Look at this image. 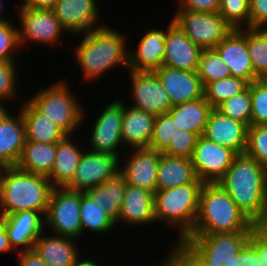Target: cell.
Masks as SVG:
<instances>
[{"label": "cell", "instance_id": "8992f818", "mask_svg": "<svg viewBox=\"0 0 267 266\" xmlns=\"http://www.w3.org/2000/svg\"><path fill=\"white\" fill-rule=\"evenodd\" d=\"M251 231L188 235L176 247L194 266H236V255Z\"/></svg>", "mask_w": 267, "mask_h": 266}, {"label": "cell", "instance_id": "8d00e7d4", "mask_svg": "<svg viewBox=\"0 0 267 266\" xmlns=\"http://www.w3.org/2000/svg\"><path fill=\"white\" fill-rule=\"evenodd\" d=\"M179 130L176 122L169 113L156 116L153 134L148 148L163 153L169 147L171 140L175 138Z\"/></svg>", "mask_w": 267, "mask_h": 266}, {"label": "cell", "instance_id": "30bf717a", "mask_svg": "<svg viewBox=\"0 0 267 266\" xmlns=\"http://www.w3.org/2000/svg\"><path fill=\"white\" fill-rule=\"evenodd\" d=\"M45 219V231L55 235L80 239V192L67 188H53ZM52 229V230H51Z\"/></svg>", "mask_w": 267, "mask_h": 266}, {"label": "cell", "instance_id": "f35d334b", "mask_svg": "<svg viewBox=\"0 0 267 266\" xmlns=\"http://www.w3.org/2000/svg\"><path fill=\"white\" fill-rule=\"evenodd\" d=\"M249 5L250 0H220L218 13L232 28L246 29L249 28Z\"/></svg>", "mask_w": 267, "mask_h": 266}, {"label": "cell", "instance_id": "6da1fadb", "mask_svg": "<svg viewBox=\"0 0 267 266\" xmlns=\"http://www.w3.org/2000/svg\"><path fill=\"white\" fill-rule=\"evenodd\" d=\"M218 184L254 225L267 224V169L238 154Z\"/></svg>", "mask_w": 267, "mask_h": 266}, {"label": "cell", "instance_id": "d6986e66", "mask_svg": "<svg viewBox=\"0 0 267 266\" xmlns=\"http://www.w3.org/2000/svg\"><path fill=\"white\" fill-rule=\"evenodd\" d=\"M172 106L204 97V86L196 71L161 66L154 71Z\"/></svg>", "mask_w": 267, "mask_h": 266}, {"label": "cell", "instance_id": "7a4b0ae2", "mask_svg": "<svg viewBox=\"0 0 267 266\" xmlns=\"http://www.w3.org/2000/svg\"><path fill=\"white\" fill-rule=\"evenodd\" d=\"M107 24L82 34V40L75 46V61L83 72L86 82L100 79L113 68L128 71L129 50L126 49L127 37Z\"/></svg>", "mask_w": 267, "mask_h": 266}, {"label": "cell", "instance_id": "83f0119b", "mask_svg": "<svg viewBox=\"0 0 267 266\" xmlns=\"http://www.w3.org/2000/svg\"><path fill=\"white\" fill-rule=\"evenodd\" d=\"M190 183H203L196 176L192 160L188 158L160 156L157 170V190L171 189Z\"/></svg>", "mask_w": 267, "mask_h": 266}, {"label": "cell", "instance_id": "277c9868", "mask_svg": "<svg viewBox=\"0 0 267 266\" xmlns=\"http://www.w3.org/2000/svg\"><path fill=\"white\" fill-rule=\"evenodd\" d=\"M53 188L46 176L16 166L4 167L0 175V214L35 210L45 216Z\"/></svg>", "mask_w": 267, "mask_h": 266}, {"label": "cell", "instance_id": "c3c4849f", "mask_svg": "<svg viewBox=\"0 0 267 266\" xmlns=\"http://www.w3.org/2000/svg\"><path fill=\"white\" fill-rule=\"evenodd\" d=\"M236 266H255L254 227L249 240L236 255Z\"/></svg>", "mask_w": 267, "mask_h": 266}, {"label": "cell", "instance_id": "4316f807", "mask_svg": "<svg viewBox=\"0 0 267 266\" xmlns=\"http://www.w3.org/2000/svg\"><path fill=\"white\" fill-rule=\"evenodd\" d=\"M70 137L73 136L66 135L56 143L55 162L47 177L54 188H65L72 181L85 150L81 148L82 145L79 146Z\"/></svg>", "mask_w": 267, "mask_h": 266}, {"label": "cell", "instance_id": "ee69618b", "mask_svg": "<svg viewBox=\"0 0 267 266\" xmlns=\"http://www.w3.org/2000/svg\"><path fill=\"white\" fill-rule=\"evenodd\" d=\"M199 135L186 130H179L178 134L171 140L169 147L163 152L170 157H180L191 159Z\"/></svg>", "mask_w": 267, "mask_h": 266}, {"label": "cell", "instance_id": "3957f363", "mask_svg": "<svg viewBox=\"0 0 267 266\" xmlns=\"http://www.w3.org/2000/svg\"><path fill=\"white\" fill-rule=\"evenodd\" d=\"M254 226L218 183L202 185L195 225L189 235L252 231Z\"/></svg>", "mask_w": 267, "mask_h": 266}, {"label": "cell", "instance_id": "8fae6325", "mask_svg": "<svg viewBox=\"0 0 267 266\" xmlns=\"http://www.w3.org/2000/svg\"><path fill=\"white\" fill-rule=\"evenodd\" d=\"M118 99V100H116ZM115 101H109V104L100 111L98 117L93 119L91 137L89 136L88 148L93 152L108 153L117 156L119 159L124 158L120 155V149L123 146L121 137V127L124 114V102L119 98ZM118 148H120L118 150ZM121 152V153H119ZM121 156V157H120Z\"/></svg>", "mask_w": 267, "mask_h": 266}, {"label": "cell", "instance_id": "b9f144b4", "mask_svg": "<svg viewBox=\"0 0 267 266\" xmlns=\"http://www.w3.org/2000/svg\"><path fill=\"white\" fill-rule=\"evenodd\" d=\"M13 20L0 23V61L14 62L21 51L18 41V26Z\"/></svg>", "mask_w": 267, "mask_h": 266}, {"label": "cell", "instance_id": "6f0895ef", "mask_svg": "<svg viewBox=\"0 0 267 266\" xmlns=\"http://www.w3.org/2000/svg\"><path fill=\"white\" fill-rule=\"evenodd\" d=\"M4 167L0 164V175H1V171Z\"/></svg>", "mask_w": 267, "mask_h": 266}, {"label": "cell", "instance_id": "7c38bea8", "mask_svg": "<svg viewBox=\"0 0 267 266\" xmlns=\"http://www.w3.org/2000/svg\"><path fill=\"white\" fill-rule=\"evenodd\" d=\"M237 155L232 149L214 143L201 135L191 160L197 178L204 184H214L223 178Z\"/></svg>", "mask_w": 267, "mask_h": 266}, {"label": "cell", "instance_id": "f907efd6", "mask_svg": "<svg viewBox=\"0 0 267 266\" xmlns=\"http://www.w3.org/2000/svg\"><path fill=\"white\" fill-rule=\"evenodd\" d=\"M17 255L19 266H48L34 249L18 252Z\"/></svg>", "mask_w": 267, "mask_h": 266}, {"label": "cell", "instance_id": "11a10c76", "mask_svg": "<svg viewBox=\"0 0 267 266\" xmlns=\"http://www.w3.org/2000/svg\"><path fill=\"white\" fill-rule=\"evenodd\" d=\"M5 103L6 102L0 101V123L10 114V111L7 110Z\"/></svg>", "mask_w": 267, "mask_h": 266}, {"label": "cell", "instance_id": "4dcf8cb0", "mask_svg": "<svg viewBox=\"0 0 267 266\" xmlns=\"http://www.w3.org/2000/svg\"><path fill=\"white\" fill-rule=\"evenodd\" d=\"M212 107L204 97L174 105L168 113L180 130L203 135Z\"/></svg>", "mask_w": 267, "mask_h": 266}, {"label": "cell", "instance_id": "ac0fdd59", "mask_svg": "<svg viewBox=\"0 0 267 266\" xmlns=\"http://www.w3.org/2000/svg\"><path fill=\"white\" fill-rule=\"evenodd\" d=\"M202 48L170 20L165 37L163 65L185 71H196Z\"/></svg>", "mask_w": 267, "mask_h": 266}, {"label": "cell", "instance_id": "7402d4cb", "mask_svg": "<svg viewBox=\"0 0 267 266\" xmlns=\"http://www.w3.org/2000/svg\"><path fill=\"white\" fill-rule=\"evenodd\" d=\"M149 29L140 38L136 50L129 49L128 70L155 71L163 66L166 26ZM131 50V51H130Z\"/></svg>", "mask_w": 267, "mask_h": 266}, {"label": "cell", "instance_id": "44dd1931", "mask_svg": "<svg viewBox=\"0 0 267 266\" xmlns=\"http://www.w3.org/2000/svg\"><path fill=\"white\" fill-rule=\"evenodd\" d=\"M247 130L248 127L244 123L233 120L213 108L202 136L232 149L237 154H244L247 146Z\"/></svg>", "mask_w": 267, "mask_h": 266}, {"label": "cell", "instance_id": "681fc988", "mask_svg": "<svg viewBox=\"0 0 267 266\" xmlns=\"http://www.w3.org/2000/svg\"><path fill=\"white\" fill-rule=\"evenodd\" d=\"M153 266V265H152ZM155 266H194L185 255L177 248L170 247L169 253L165 258L161 260L160 263Z\"/></svg>", "mask_w": 267, "mask_h": 266}, {"label": "cell", "instance_id": "7dc6e473", "mask_svg": "<svg viewBox=\"0 0 267 266\" xmlns=\"http://www.w3.org/2000/svg\"><path fill=\"white\" fill-rule=\"evenodd\" d=\"M177 9H187L190 11L218 12L220 0H177Z\"/></svg>", "mask_w": 267, "mask_h": 266}, {"label": "cell", "instance_id": "e0dca14e", "mask_svg": "<svg viewBox=\"0 0 267 266\" xmlns=\"http://www.w3.org/2000/svg\"><path fill=\"white\" fill-rule=\"evenodd\" d=\"M5 230L15 252L32 250L36 239L45 231L44 215L35 210L4 216Z\"/></svg>", "mask_w": 267, "mask_h": 266}, {"label": "cell", "instance_id": "60d3db41", "mask_svg": "<svg viewBox=\"0 0 267 266\" xmlns=\"http://www.w3.org/2000/svg\"><path fill=\"white\" fill-rule=\"evenodd\" d=\"M245 154L267 169V124L248 127Z\"/></svg>", "mask_w": 267, "mask_h": 266}, {"label": "cell", "instance_id": "603a6c76", "mask_svg": "<svg viewBox=\"0 0 267 266\" xmlns=\"http://www.w3.org/2000/svg\"><path fill=\"white\" fill-rule=\"evenodd\" d=\"M154 193L126 184L124 200L120 209L118 222L125 226H145L156 223L154 216Z\"/></svg>", "mask_w": 267, "mask_h": 266}, {"label": "cell", "instance_id": "9a60e30c", "mask_svg": "<svg viewBox=\"0 0 267 266\" xmlns=\"http://www.w3.org/2000/svg\"><path fill=\"white\" fill-rule=\"evenodd\" d=\"M97 0H58L52 9L66 33L73 37L98 27L100 6ZM100 21V22H99ZM98 25V26H97Z\"/></svg>", "mask_w": 267, "mask_h": 266}, {"label": "cell", "instance_id": "f6af8a7d", "mask_svg": "<svg viewBox=\"0 0 267 266\" xmlns=\"http://www.w3.org/2000/svg\"><path fill=\"white\" fill-rule=\"evenodd\" d=\"M255 266H267V224L254 226Z\"/></svg>", "mask_w": 267, "mask_h": 266}, {"label": "cell", "instance_id": "836d02e7", "mask_svg": "<svg viewBox=\"0 0 267 266\" xmlns=\"http://www.w3.org/2000/svg\"><path fill=\"white\" fill-rule=\"evenodd\" d=\"M246 45L255 75L267 79V28H246Z\"/></svg>", "mask_w": 267, "mask_h": 266}, {"label": "cell", "instance_id": "ba28073f", "mask_svg": "<svg viewBox=\"0 0 267 266\" xmlns=\"http://www.w3.org/2000/svg\"><path fill=\"white\" fill-rule=\"evenodd\" d=\"M172 20L203 50L214 49L234 30L218 12L176 9Z\"/></svg>", "mask_w": 267, "mask_h": 266}, {"label": "cell", "instance_id": "d4e9b609", "mask_svg": "<svg viewBox=\"0 0 267 266\" xmlns=\"http://www.w3.org/2000/svg\"><path fill=\"white\" fill-rule=\"evenodd\" d=\"M126 105L124 103L121 127L122 143L124 148L127 147L124 151L126 149L130 151L131 149L148 148L156 116Z\"/></svg>", "mask_w": 267, "mask_h": 266}, {"label": "cell", "instance_id": "f546056e", "mask_svg": "<svg viewBox=\"0 0 267 266\" xmlns=\"http://www.w3.org/2000/svg\"><path fill=\"white\" fill-rule=\"evenodd\" d=\"M124 174L119 170L101 185L85 192L95 204L104 208L105 213L115 222H118L120 209L126 191Z\"/></svg>", "mask_w": 267, "mask_h": 266}, {"label": "cell", "instance_id": "cb8c5ba5", "mask_svg": "<svg viewBox=\"0 0 267 266\" xmlns=\"http://www.w3.org/2000/svg\"><path fill=\"white\" fill-rule=\"evenodd\" d=\"M77 239L46 235L45 231L34 242L33 249L48 266H74L80 256Z\"/></svg>", "mask_w": 267, "mask_h": 266}, {"label": "cell", "instance_id": "d590c367", "mask_svg": "<svg viewBox=\"0 0 267 266\" xmlns=\"http://www.w3.org/2000/svg\"><path fill=\"white\" fill-rule=\"evenodd\" d=\"M203 86L207 83L231 77L228 65L215 49L202 50L196 70Z\"/></svg>", "mask_w": 267, "mask_h": 266}, {"label": "cell", "instance_id": "9c48e42d", "mask_svg": "<svg viewBox=\"0 0 267 266\" xmlns=\"http://www.w3.org/2000/svg\"><path fill=\"white\" fill-rule=\"evenodd\" d=\"M19 4L16 15L19 16L18 23L20 22L18 41L21 48L30 42L36 45L46 44L51 47L63 44L62 35L65 30L53 10L35 9Z\"/></svg>", "mask_w": 267, "mask_h": 266}, {"label": "cell", "instance_id": "816d5d0a", "mask_svg": "<svg viewBox=\"0 0 267 266\" xmlns=\"http://www.w3.org/2000/svg\"><path fill=\"white\" fill-rule=\"evenodd\" d=\"M21 5L25 7H32L35 9L52 10L58 0H20Z\"/></svg>", "mask_w": 267, "mask_h": 266}, {"label": "cell", "instance_id": "5b68a950", "mask_svg": "<svg viewBox=\"0 0 267 266\" xmlns=\"http://www.w3.org/2000/svg\"><path fill=\"white\" fill-rule=\"evenodd\" d=\"M204 183H190L154 193V216L159 224L178 230L172 248L193 230L198 213L199 194ZM162 221V222H161ZM174 226V227H173Z\"/></svg>", "mask_w": 267, "mask_h": 266}, {"label": "cell", "instance_id": "f5cc1de1", "mask_svg": "<svg viewBox=\"0 0 267 266\" xmlns=\"http://www.w3.org/2000/svg\"><path fill=\"white\" fill-rule=\"evenodd\" d=\"M14 251L9 243V239L5 230V219L2 214H0V253H6Z\"/></svg>", "mask_w": 267, "mask_h": 266}, {"label": "cell", "instance_id": "e575fe53", "mask_svg": "<svg viewBox=\"0 0 267 266\" xmlns=\"http://www.w3.org/2000/svg\"><path fill=\"white\" fill-rule=\"evenodd\" d=\"M248 85L247 81L232 76L216 80L204 86V98L212 108H216L223 101L244 92Z\"/></svg>", "mask_w": 267, "mask_h": 266}, {"label": "cell", "instance_id": "f1b7e54d", "mask_svg": "<svg viewBox=\"0 0 267 266\" xmlns=\"http://www.w3.org/2000/svg\"><path fill=\"white\" fill-rule=\"evenodd\" d=\"M26 101L20 109L18 108L25 124L26 141L57 143L66 136L53 121Z\"/></svg>", "mask_w": 267, "mask_h": 266}, {"label": "cell", "instance_id": "ab89813d", "mask_svg": "<svg viewBox=\"0 0 267 266\" xmlns=\"http://www.w3.org/2000/svg\"><path fill=\"white\" fill-rule=\"evenodd\" d=\"M251 95L250 125L267 124V79H258L248 85Z\"/></svg>", "mask_w": 267, "mask_h": 266}, {"label": "cell", "instance_id": "74e56055", "mask_svg": "<svg viewBox=\"0 0 267 266\" xmlns=\"http://www.w3.org/2000/svg\"><path fill=\"white\" fill-rule=\"evenodd\" d=\"M216 109L227 117L242 122L249 127L252 112L249 88L241 94L235 95L223 101L216 107Z\"/></svg>", "mask_w": 267, "mask_h": 266}, {"label": "cell", "instance_id": "db71d44e", "mask_svg": "<svg viewBox=\"0 0 267 266\" xmlns=\"http://www.w3.org/2000/svg\"><path fill=\"white\" fill-rule=\"evenodd\" d=\"M86 259H81L79 257L74 266H100V262H96L95 260L89 259L88 257Z\"/></svg>", "mask_w": 267, "mask_h": 266}, {"label": "cell", "instance_id": "52a82bcc", "mask_svg": "<svg viewBox=\"0 0 267 266\" xmlns=\"http://www.w3.org/2000/svg\"><path fill=\"white\" fill-rule=\"evenodd\" d=\"M65 80L38 89L28 101L66 135L73 136L75 131L80 130L78 127L83 126L86 112Z\"/></svg>", "mask_w": 267, "mask_h": 266}, {"label": "cell", "instance_id": "4fadbf2b", "mask_svg": "<svg viewBox=\"0 0 267 266\" xmlns=\"http://www.w3.org/2000/svg\"><path fill=\"white\" fill-rule=\"evenodd\" d=\"M119 168L120 159L117 156L93 152L86 148L72 181L65 188L85 193L89 189L101 185L118 172Z\"/></svg>", "mask_w": 267, "mask_h": 266}, {"label": "cell", "instance_id": "7bdbcfd3", "mask_svg": "<svg viewBox=\"0 0 267 266\" xmlns=\"http://www.w3.org/2000/svg\"><path fill=\"white\" fill-rule=\"evenodd\" d=\"M0 61V101H13L18 98V69L17 63ZM17 92V93H16Z\"/></svg>", "mask_w": 267, "mask_h": 266}, {"label": "cell", "instance_id": "484cf974", "mask_svg": "<svg viewBox=\"0 0 267 266\" xmlns=\"http://www.w3.org/2000/svg\"><path fill=\"white\" fill-rule=\"evenodd\" d=\"M26 142L25 124L21 113H10L0 123V164L16 166Z\"/></svg>", "mask_w": 267, "mask_h": 266}, {"label": "cell", "instance_id": "5bb4252c", "mask_svg": "<svg viewBox=\"0 0 267 266\" xmlns=\"http://www.w3.org/2000/svg\"><path fill=\"white\" fill-rule=\"evenodd\" d=\"M131 95L134 108L158 116L168 113L172 104L154 71H130Z\"/></svg>", "mask_w": 267, "mask_h": 266}, {"label": "cell", "instance_id": "2e32d148", "mask_svg": "<svg viewBox=\"0 0 267 266\" xmlns=\"http://www.w3.org/2000/svg\"><path fill=\"white\" fill-rule=\"evenodd\" d=\"M129 158H120L119 170L124 174L126 183L146 189L152 193L157 191L158 162L162 152L150 148L131 149ZM125 160V165L121 164Z\"/></svg>", "mask_w": 267, "mask_h": 266}, {"label": "cell", "instance_id": "ffe728a7", "mask_svg": "<svg viewBox=\"0 0 267 266\" xmlns=\"http://www.w3.org/2000/svg\"><path fill=\"white\" fill-rule=\"evenodd\" d=\"M214 49L228 65L232 77L241 78L249 84L259 79L249 57L245 28L234 29Z\"/></svg>", "mask_w": 267, "mask_h": 266}, {"label": "cell", "instance_id": "9f6ffc18", "mask_svg": "<svg viewBox=\"0 0 267 266\" xmlns=\"http://www.w3.org/2000/svg\"><path fill=\"white\" fill-rule=\"evenodd\" d=\"M4 2L5 1L0 0V23H4V22L9 21V18L7 19V17L4 16L5 14L2 13L3 11H5L4 10L5 7L3 6Z\"/></svg>", "mask_w": 267, "mask_h": 266}, {"label": "cell", "instance_id": "1f68e13d", "mask_svg": "<svg viewBox=\"0 0 267 266\" xmlns=\"http://www.w3.org/2000/svg\"><path fill=\"white\" fill-rule=\"evenodd\" d=\"M56 157V143L26 141L16 167L48 177Z\"/></svg>", "mask_w": 267, "mask_h": 266}, {"label": "cell", "instance_id": "d6a6232c", "mask_svg": "<svg viewBox=\"0 0 267 266\" xmlns=\"http://www.w3.org/2000/svg\"><path fill=\"white\" fill-rule=\"evenodd\" d=\"M80 219L82 234L85 231L90 233L108 234L114 230L116 223L105 213L104 208L83 192H80ZM85 230V231H84Z\"/></svg>", "mask_w": 267, "mask_h": 266}, {"label": "cell", "instance_id": "bcb514c9", "mask_svg": "<svg viewBox=\"0 0 267 266\" xmlns=\"http://www.w3.org/2000/svg\"><path fill=\"white\" fill-rule=\"evenodd\" d=\"M249 28H267V0H250Z\"/></svg>", "mask_w": 267, "mask_h": 266}]
</instances>
